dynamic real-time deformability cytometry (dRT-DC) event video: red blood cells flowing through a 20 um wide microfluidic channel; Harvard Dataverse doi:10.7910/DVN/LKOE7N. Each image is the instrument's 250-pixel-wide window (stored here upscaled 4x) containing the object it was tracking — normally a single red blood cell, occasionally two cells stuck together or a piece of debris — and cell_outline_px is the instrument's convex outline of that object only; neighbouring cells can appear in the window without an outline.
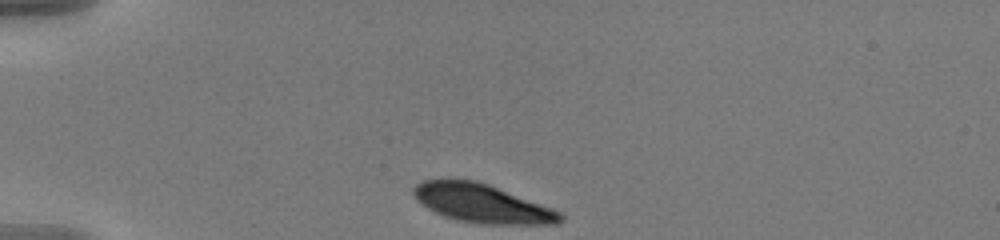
{"species": "human", "species_latin": "Homo sapiens", "temperature_condition": "warm", "stored_images_in_passage": 43, "camera_frame_rate_fps": 3000, "um_per_image_px": 0.085, "donor": {"sex": "male"}, "frame": {"image": 1, "passage_image": 1, "time_ms": 0.0, "image_size_px": [1000, 240], "cell_outline_px": [[564, 220], [560, 224], [476, 224], [456, 220], [444, 216], [420, 204], [416, 200], [412, 192], [412, 188], [416, 184], [424, 180], [476, 180], [488, 184], [552, 208], [560, 212], [564, 216]], "centroid_in_image_um": [40.97, 17.31], "position_along_channel_um": 44.0, "area_um2": 33.0}}
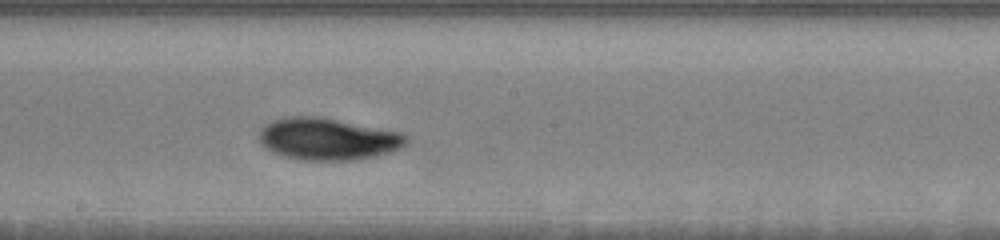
{"frame": {"image": 2, "passage_image": 19, "time_ms": 6.0, "image_size_px": [1000, 240], "cell_outline_px": [[408, 144], [400, 148], [388, 152], [372, 156], [352, 160], [300, 160], [284, 156], [272, 152], [264, 148], [260, 144], [256, 136], [260, 128], [264, 124], [272, 120], [284, 116], [320, 116], [404, 132], [408, 136]], "centroid_in_image_um": [27.81, 11.79], "position_along_channel_um": 220.4, "area_um2": 36.7}}
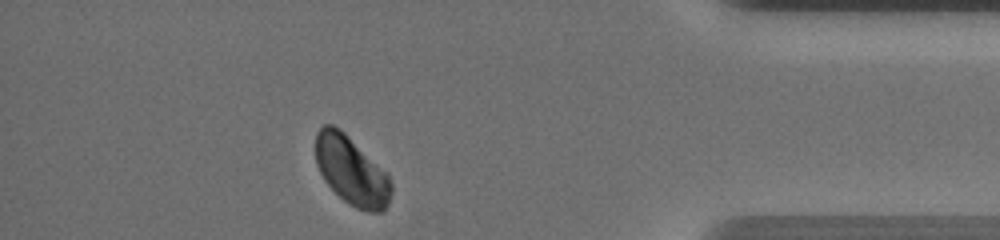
{"frame": {"image": 3, "passage_image": 37, "time_ms": 12.0, "image_size_px": [1000, 240], "cell_outline_px": [[392, 192], [388, 204], [380, 212], [368, 212], [356, 208], [348, 204], [324, 180], [316, 164], [316, 132], [324, 124], [332, 124], [340, 128], [388, 172], [392, 184]], "centroid_in_image_um": [29.9, 14.5], "position_along_channel_um": 405.3, "area_um2": 30.46}, "authors_computed_cell_mechanics": {"area_um2": 33.813, "velocity_mm_per_s": 3.5828, "shape_relaxation_time_tau1_ms": 2.9242, "shape_relaxation_time_tau2_ms": null, "deformation_change_tau1": 0.0816, "deformation_change_tau2": null}}